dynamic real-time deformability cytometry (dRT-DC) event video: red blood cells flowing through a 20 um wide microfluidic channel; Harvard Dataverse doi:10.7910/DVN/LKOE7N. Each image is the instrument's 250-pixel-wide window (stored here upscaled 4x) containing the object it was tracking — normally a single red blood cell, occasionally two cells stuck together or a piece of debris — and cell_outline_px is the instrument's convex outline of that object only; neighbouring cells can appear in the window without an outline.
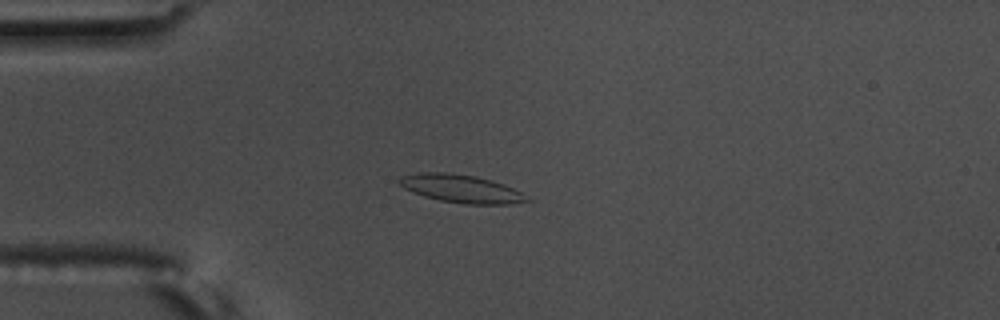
{"species": "common noctule bat (a hibernating species)", "species_latin": "Nyctalus noctula", "temperature_condition": "warm", "stored_images_in_passage": 56, "camera_frame_rate_fps": 3000, "um_per_image_px": 0.085, "animal": {"sex": "male", "body_mass_g": 17.5, "forearm_length_mm": 52.3}, "frame": {"image": 1, "passage_image": 15, "time_ms": 4.667, "image_size_px": [1000, 320], "cell_outline_px": [[532, 200], [512, 204], [464, 204], [440, 200], [424, 196], [412, 192], [396, 184], [396, 180], [400, 176], [420, 172], [444, 172], [476, 176], [492, 180], [504, 184], [520, 192]], "centroid_in_image_um": [39.14, 16.03], "position_along_channel_um": 45.9, "area_um2": 20.98}}
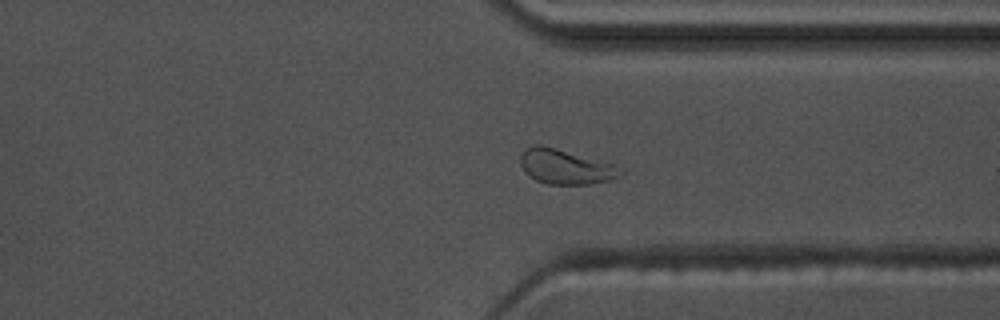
{"frame": {"image": 2, "passage_image": 43, "time_ms": 14.0, "image_size_px": [1000, 320], "cell_outline_px": [[624, 172], [620, 176], [612, 180], [588, 184], [548, 184], [536, 180], [528, 176], [524, 172], [520, 164], [520, 156], [524, 148], [536, 144], [540, 144], [616, 164], [624, 168]], "centroid_in_image_um": [48.09, 14.17], "position_along_channel_um": 363.3, "area_um2": 20.63}}
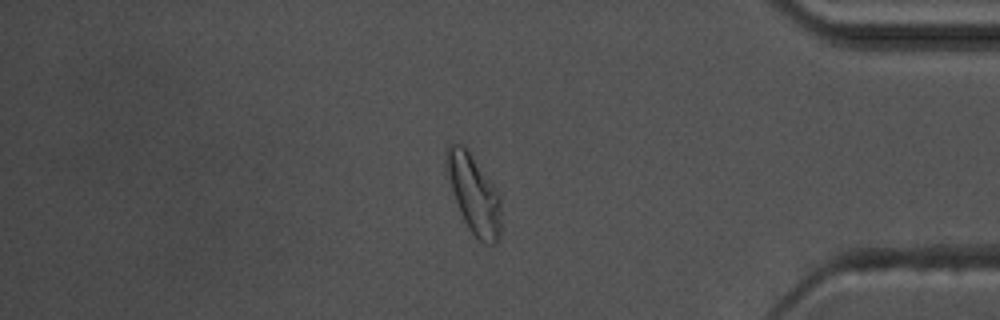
{"frame": {"image": 3, "passage_image": 48, "time_ms": 15.667, "image_size_px": [1000, 320], "cell_outline_px": [[500, 236], [496, 244], [484, 244], [468, 228], [460, 212], [444, 168], [444, 160], [448, 144], [464, 144], [500, 192]], "centroid_in_image_um": [40.27, 16.45], "position_along_channel_um": 394.9, "area_um2": 25.32}, "authors_computed_cell_mechanics": {"area_um2": 19.7676, "velocity_mm_per_s": 3.612, "shape_relaxation_time_tau1_ms": 6.2741, "shape_relaxation_time_tau2_ms": 1.5449, "deformation_change_tau1": 0.1837, "deformation_change_tau2": 0.0581}}